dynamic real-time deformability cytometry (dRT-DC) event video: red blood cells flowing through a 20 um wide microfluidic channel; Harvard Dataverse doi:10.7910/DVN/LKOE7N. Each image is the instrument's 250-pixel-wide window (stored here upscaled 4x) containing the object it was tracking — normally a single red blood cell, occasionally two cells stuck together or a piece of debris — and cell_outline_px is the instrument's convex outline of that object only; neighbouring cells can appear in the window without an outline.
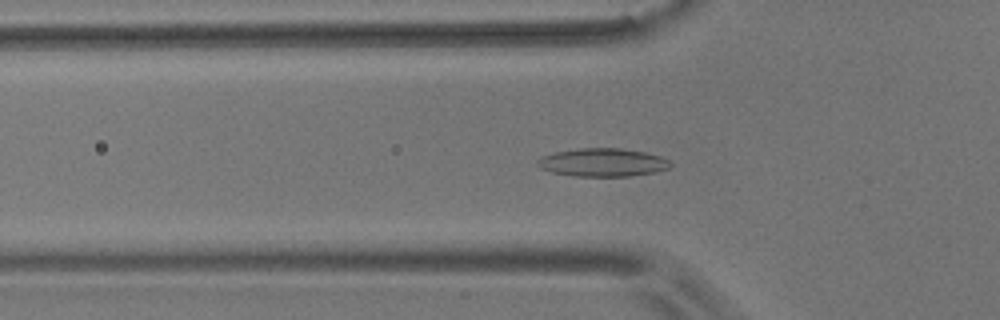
{"species": "common noctule bat (a hibernating species)", "species_latin": "Nyctalus noctula", "temperature_condition": "room temperature", "stored_images_in_passage": 44, "camera_frame_rate_fps": 3000, "um_per_image_px": 0.085, "animal": {"sex": "male", "body_mass_g": 17.9}, "frame": {"image": 1, "passage_image": 7, "time_ms": 2.0, "image_size_px": [1000, 320], "cell_outline_px": [[672, 164], [668, 168], [656, 172], [628, 176], [572, 176], [552, 172], [540, 168], [536, 164], [536, 160], [540, 156], [556, 152], [580, 148], [620, 148], [644, 152], [660, 156], [668, 160]], "centroid_in_image_um": [51.19, 13.81], "position_along_channel_um": 74.6, "area_um2": 21.85}}
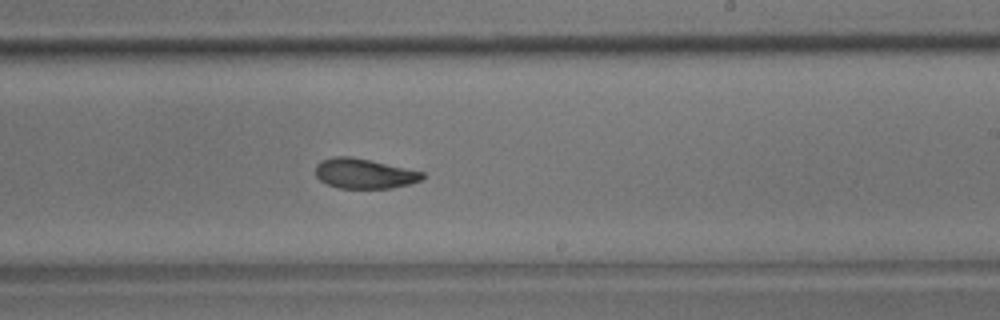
{"frame": {"image": 2, "passage_image": 22, "time_ms": 7.0, "image_size_px": [1000, 320], "cell_outline_px": [[424, 176], [420, 180], [408, 184], [392, 188], [336, 188], [320, 180], [316, 176], [316, 164], [320, 160], [332, 156], [352, 156], [424, 172]], "centroid_in_image_um": [30.91, 14.74], "position_along_channel_um": 258.1, "area_um2": 18.67}}
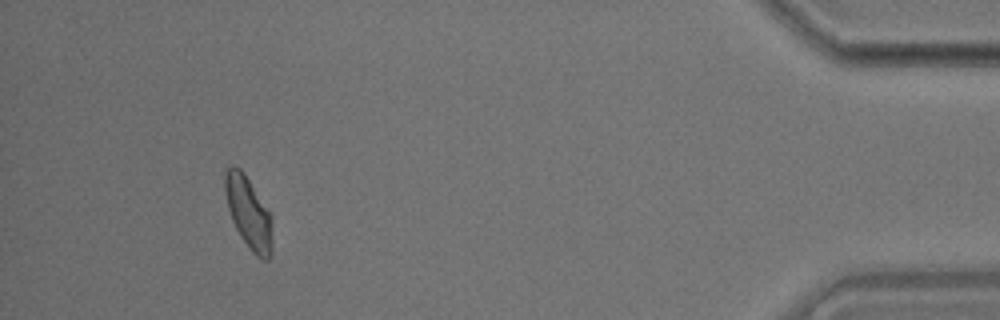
{"frame": {"image": 3, "passage_image": 40, "time_ms": 13.0, "image_size_px": [1000, 320], "cell_outline_px": [[272, 252], [268, 260], [264, 260], [256, 256], [248, 248], [240, 236], [232, 220], [228, 208], [224, 192], [224, 172], [228, 168], [240, 168], [244, 172], [272, 216]], "centroid_in_image_um": [21.13, 18.11], "position_along_channel_um": 414.1, "area_um2": 19.88}, "authors_computed_cell_mechanics": {"area_um2": 19.3341, "velocity_mm_per_s": 3.6617, "shape_relaxation_time_tau1_ms": 5.446, "shape_relaxation_time_tau2_ms": 3.3968, "deformation_change_tau1": 0.1262, "deformation_change_tau2": 0.0902}}